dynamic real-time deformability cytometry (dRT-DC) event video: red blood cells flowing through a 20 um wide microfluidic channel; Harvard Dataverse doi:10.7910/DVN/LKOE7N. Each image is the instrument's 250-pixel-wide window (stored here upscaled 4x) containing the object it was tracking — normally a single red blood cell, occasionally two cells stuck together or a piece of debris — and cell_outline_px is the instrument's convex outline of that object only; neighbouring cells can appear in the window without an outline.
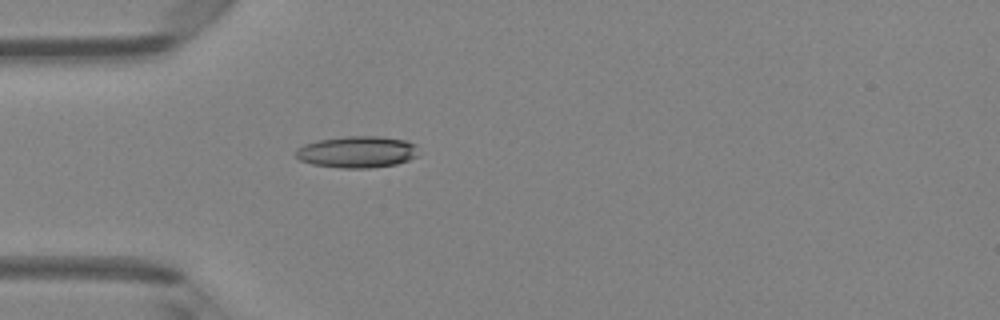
{"species": "Egyptian fruit bat (a non-hibernating species)", "species_latin": "Rousettus aegyptiacus", "temperature_condition": "room temperature", "stored_images_in_passage": 4, "camera_frame_rate_fps": 3000, "um_per_image_px": 0.085, "animal": {"sex": "female"}, "frame": {"image": 1, "passage_image": 4, "time_ms": 1.0, "image_size_px": [1000, 320], "cell_outline_px": [[416, 156], [408, 160], [396, 164], [368, 168], [340, 168], [312, 164], [300, 160], [296, 156], [296, 148], [304, 144], [320, 140], [344, 136], [380, 136], [408, 140], [416, 144]], "centroid_in_image_um": [30.35, 12.9], "position_along_channel_um": 54.6, "area_um2": 22.66}}